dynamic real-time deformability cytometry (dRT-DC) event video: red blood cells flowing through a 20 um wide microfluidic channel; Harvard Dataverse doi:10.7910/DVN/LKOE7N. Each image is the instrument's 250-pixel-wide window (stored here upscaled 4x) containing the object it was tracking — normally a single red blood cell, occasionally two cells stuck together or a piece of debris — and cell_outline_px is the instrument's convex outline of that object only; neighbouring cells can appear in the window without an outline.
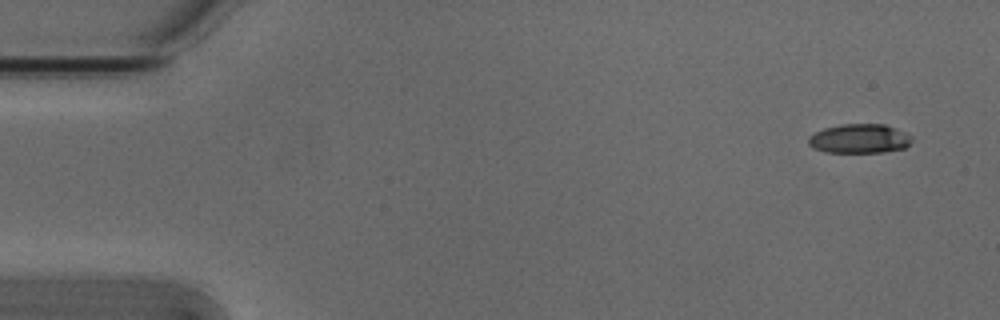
{"species": "Egyptian fruit bat (a non-hibernating species)", "species_latin": "Rousettus aegyptiacus", "temperature_condition": "cold", "stored_images_in_passage": 4, "camera_frame_rate_fps": 3000, "um_per_image_px": 0.085, "animal": {"sex": "male"}, "frame": {"image": 1, "passage_image": 1, "time_ms": 0.0, "image_size_px": [1000, 320], "cell_outline_px": [[912, 140], [904, 148], [884, 152], [824, 152], [812, 148], [808, 144], [808, 136], [824, 128], [840, 124], [884, 124], [896, 128], [912, 136]], "centroid_in_image_um": [73.03, 11.78], "position_along_channel_um": 12.0, "area_um2": 17.69}}
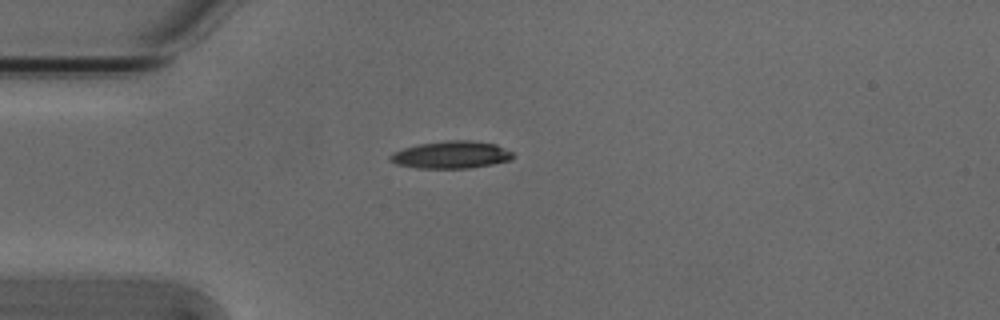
{"frame": {"image": 2, "passage_image": 4, "time_ms": 1.0, "image_size_px": [1000, 320], "cell_outline_px": [[512, 160], [472, 168], [416, 168], [396, 164], [388, 160], [388, 156], [404, 148], [420, 144], [448, 140], [468, 140], [496, 144], [512, 152]], "centroid_in_image_um": [38.35, 13.16], "position_along_channel_um": 46.6, "area_um2": 19.48}}